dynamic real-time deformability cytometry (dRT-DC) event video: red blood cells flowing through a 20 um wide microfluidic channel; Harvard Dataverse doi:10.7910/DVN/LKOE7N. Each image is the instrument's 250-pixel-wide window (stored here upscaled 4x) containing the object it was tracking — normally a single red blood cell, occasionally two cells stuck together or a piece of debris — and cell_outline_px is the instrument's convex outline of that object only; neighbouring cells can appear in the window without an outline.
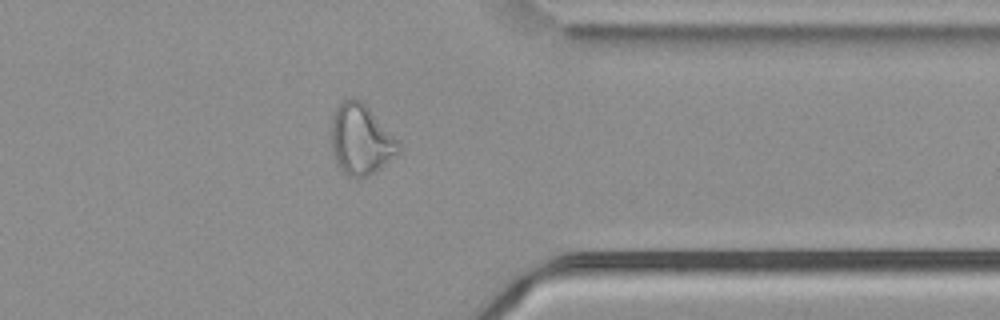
{"species": "common noctule bat (a hibernating species)", "species_latin": "Nyctalus noctula", "temperature_condition": "cold", "stored_images_in_passage": 41, "camera_frame_rate_fps": 3000, "um_per_image_px": 0.085, "animal": {"sex": "male", "body_mass_g": 21.5, "forearm_length_mm": 52.0}, "frame": {"image": 1, "passage_image": 35, "time_ms": 11.333, "image_size_px": [1000, 320], "cell_outline_px": [[400, 152], [376, 172], [368, 176], [348, 176], [336, 164], [332, 152], [328, 128], [332, 116], [336, 108], [344, 100], [352, 96], [360, 100], [400, 140]], "centroid_in_image_um": [30.64, 11.85], "position_along_channel_um": 380.8, "area_um2": 28.15}}